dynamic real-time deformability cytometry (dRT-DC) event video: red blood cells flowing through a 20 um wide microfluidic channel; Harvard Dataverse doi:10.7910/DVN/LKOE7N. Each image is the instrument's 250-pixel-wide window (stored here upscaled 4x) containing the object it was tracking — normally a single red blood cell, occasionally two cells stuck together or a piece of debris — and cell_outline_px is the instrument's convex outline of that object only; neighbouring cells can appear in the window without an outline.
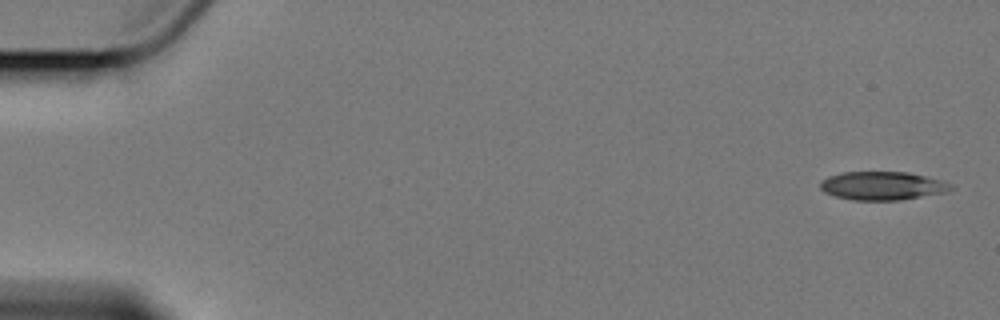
{"species": "Egyptian fruit bat (a non-hibernating species)", "species_latin": "Rousettus aegyptiacus", "temperature_condition": "cold", "stored_images_in_passage": 7, "camera_frame_rate_fps": 3000, "um_per_image_px": 0.085, "animal": {"sex": "female"}, "frame": {"image": 1, "passage_image": 1, "time_ms": 0.0, "image_size_px": [1000, 320], "cell_outline_px": [[956, 188], [948, 192], [900, 200], [852, 200], [836, 196], [824, 192], [820, 188], [820, 180], [828, 176], [840, 172], [908, 172], [944, 180], [952, 184]], "centroid_in_image_um": [75.04, 15.79], "position_along_channel_um": 10.0, "area_um2": 21.96}}
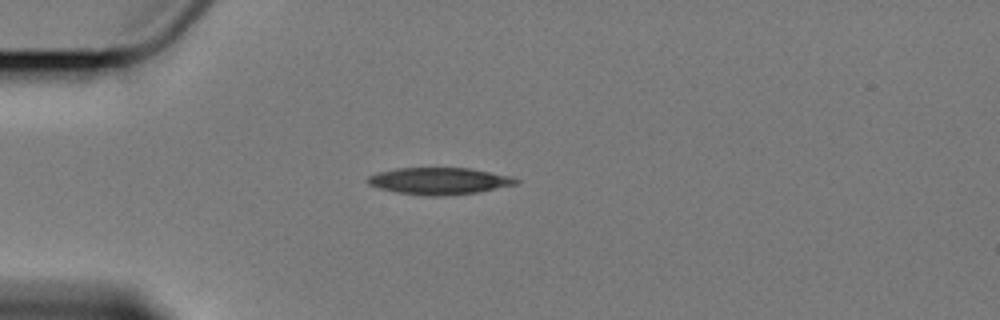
{"frame": {"image": 2, "passage_image": 5, "time_ms": 4.667, "image_size_px": [1000, 320], "cell_outline_px": [[520, 180], [516, 184], [476, 192], [440, 196], [428, 196], [396, 192], [380, 188], [368, 184], [364, 180], [368, 176], [380, 172], [396, 168], [468, 168], [512, 176]], "centroid_in_image_um": [37.3, 15.38], "position_along_channel_um": 47.7, "area_um2": 23.0}}